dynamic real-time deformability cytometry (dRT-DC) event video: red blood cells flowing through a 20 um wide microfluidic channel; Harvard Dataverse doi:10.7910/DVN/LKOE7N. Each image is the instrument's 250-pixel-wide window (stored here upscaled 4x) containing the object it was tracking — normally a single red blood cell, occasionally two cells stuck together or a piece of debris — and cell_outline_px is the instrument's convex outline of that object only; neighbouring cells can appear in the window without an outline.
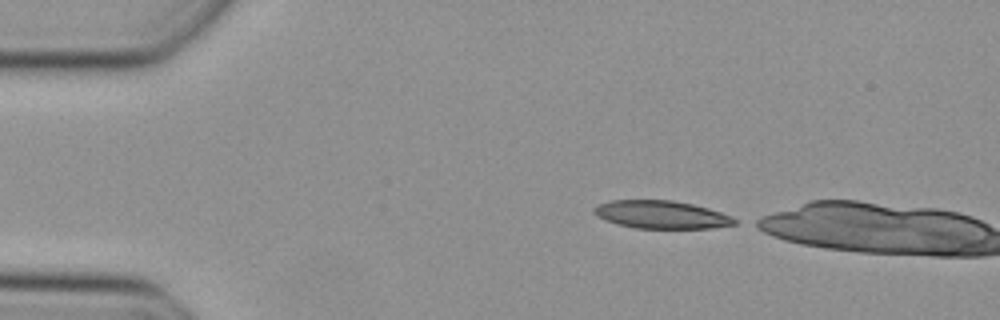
{"species": "Egyptian fruit bat (a non-hibernating species)", "species_latin": "Rousettus aegyptiacus", "temperature_condition": "cold", "stored_images_in_passage": 3, "camera_frame_rate_fps": 3000, "um_per_image_px": 0.085, "animal": {"sex": "female"}, "frame": {"image": 1, "passage_image": 1, "time_ms": 0.0, "image_size_px": [1000, 320], "cell_outline_px": [[740, 220], [736, 224], [712, 228], [636, 228], [616, 224], [604, 220], [596, 216], [592, 212], [592, 208], [600, 204], [612, 200], [672, 200], [692, 204], [708, 208], [732, 216]], "centroid_in_image_um": [56.21, 18.25], "position_along_channel_um": 28.8, "area_um2": 23.0}}